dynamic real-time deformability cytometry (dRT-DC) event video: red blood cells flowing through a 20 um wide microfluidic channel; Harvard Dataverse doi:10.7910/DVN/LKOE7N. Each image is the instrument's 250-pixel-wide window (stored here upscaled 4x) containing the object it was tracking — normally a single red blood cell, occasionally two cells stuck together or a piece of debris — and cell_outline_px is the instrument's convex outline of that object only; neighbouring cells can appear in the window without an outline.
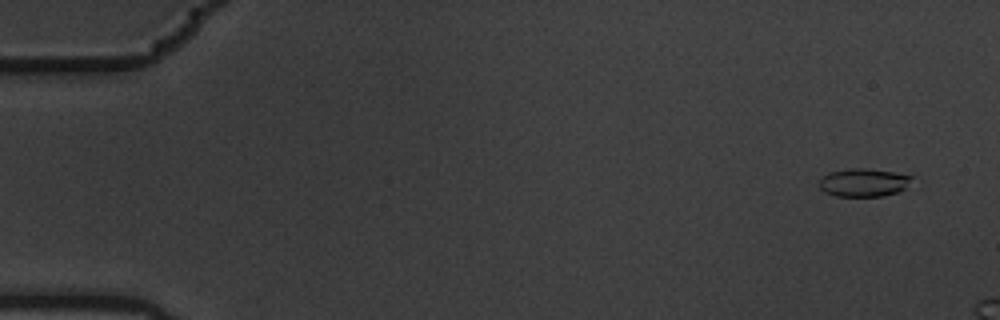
{"species": "common noctule bat (a hibernating species)", "species_latin": "Nyctalus noctula", "temperature_condition": "warm", "stored_images_in_passage": 4, "camera_frame_rate_fps": 3000, "um_per_image_px": 0.085, "animal": {"sex": "male", "body_mass_g": 19.5, "forearm_length_mm": 54.6}, "frame": {"image": 1, "passage_image": 1, "time_ms": 0.0, "image_size_px": [1000, 320], "cell_outline_px": [[912, 176], [904, 188], [896, 192], [884, 196], [836, 196], [824, 192], [820, 188], [820, 180], [828, 172], [848, 168], [864, 168], [892, 172]], "centroid_in_image_um": [73.34, 15.51], "position_along_channel_um": 11.7, "area_um2": 14.91}}